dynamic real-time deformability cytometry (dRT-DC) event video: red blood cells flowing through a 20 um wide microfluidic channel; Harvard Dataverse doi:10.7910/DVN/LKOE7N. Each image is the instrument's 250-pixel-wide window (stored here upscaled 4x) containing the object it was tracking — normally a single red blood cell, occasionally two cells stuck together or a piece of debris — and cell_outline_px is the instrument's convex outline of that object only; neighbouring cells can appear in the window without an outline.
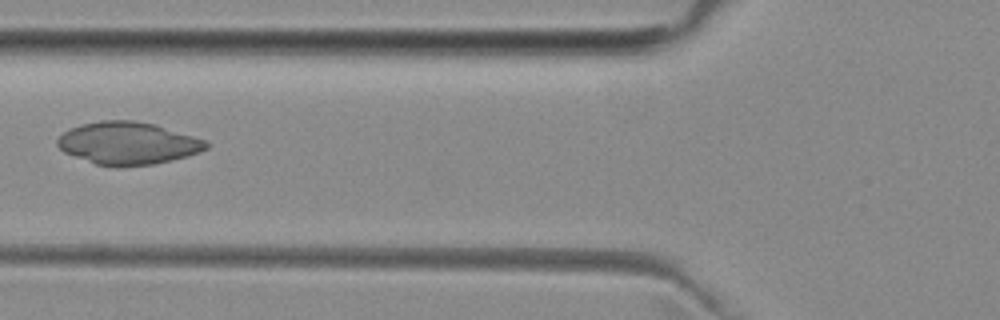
{"species": "common noctule bat (a hibernating species)", "species_latin": "Nyctalus noctula", "temperature_condition": "room temperature", "stored_images_in_passage": 6, "camera_frame_rate_fps": 3000, "um_per_image_px": 0.085, "animal": {"sex": "female", "body_mass_g": 29.2, "forearm_length_mm": 56.3}, "frame": {"image": 1, "passage_image": 5, "time_ms": 5.667, "image_size_px": [1000, 320], "cell_outline_px": [[208, 148], [200, 152], [188, 156], [172, 160], [152, 164], [116, 168], [112, 168], [96, 164], [64, 152], [56, 144], [56, 140], [68, 128], [80, 124], [100, 120], [132, 120], [156, 124], [204, 140], [208, 144]], "centroid_in_image_um": [10.84, 12.18], "position_along_channel_um": 115.0, "area_um2": 37.05}}
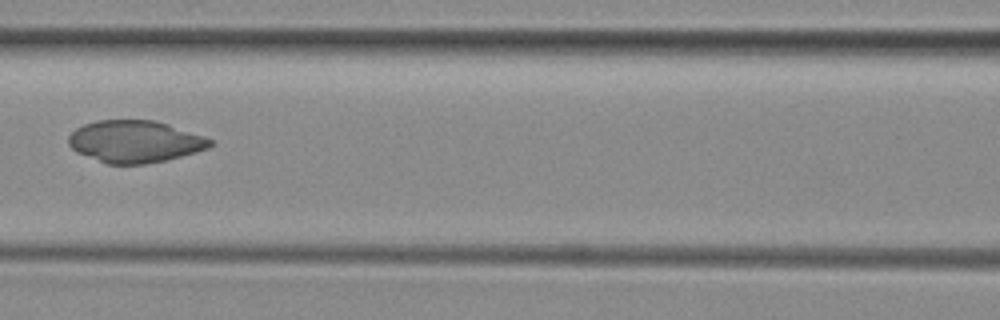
{"frame": {"image": 2, "passage_image": 6, "time_ms": 6.667, "image_size_px": [1000, 320], "cell_outline_px": [[212, 144], [208, 148], [196, 152], [164, 160], [144, 164], [108, 164], [76, 152], [68, 144], [68, 136], [76, 128], [84, 124], [96, 120], [156, 120], [204, 136], [212, 140]], "centroid_in_image_um": [11.44, 12.02], "position_along_channel_um": 155.2, "area_um2": 34.56}}